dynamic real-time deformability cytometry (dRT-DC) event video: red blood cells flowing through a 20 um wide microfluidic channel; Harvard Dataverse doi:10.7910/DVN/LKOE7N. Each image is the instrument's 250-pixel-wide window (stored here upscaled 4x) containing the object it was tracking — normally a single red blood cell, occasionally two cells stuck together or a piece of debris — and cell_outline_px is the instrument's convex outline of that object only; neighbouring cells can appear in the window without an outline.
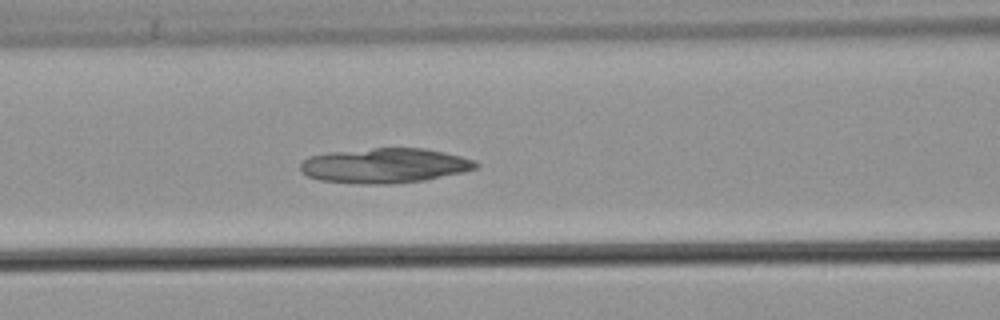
{"species": "common noctule bat (a hibernating species)", "species_latin": "Nyctalus noctula", "temperature_condition": "warm", "stored_images_in_passage": 47, "camera_frame_rate_fps": 3000, "um_per_image_px": 0.085, "animal": {"sex": "male", "body_mass_g": 21.5, "forearm_length_mm": 52.0}, "frame": {"image": 1, "passage_image": 23, "time_ms": 7.333, "image_size_px": [1000, 320], "cell_outline_px": [[480, 164], [476, 168], [464, 172], [424, 180], [388, 184], [364, 184], [320, 180], [308, 176], [300, 172], [300, 164], [308, 156], [328, 152], [372, 148], [424, 148], [444, 152], [460, 156], [472, 160]], "centroid_in_image_um": [32.67, 14.07], "position_along_channel_um": 133.9, "area_um2": 35.66}}
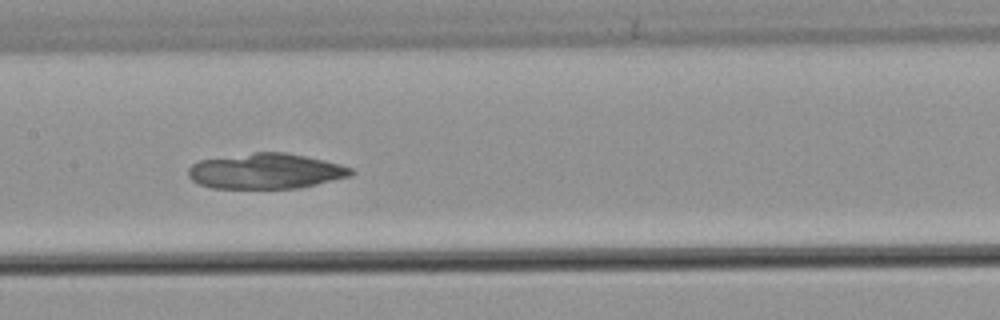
{"frame": {"image": 2, "passage_image": 27, "time_ms": 8.667, "image_size_px": [1000, 320], "cell_outline_px": [[356, 172], [352, 176], [300, 188], [212, 188], [200, 184], [192, 180], [188, 176], [188, 168], [192, 164], [200, 160], [256, 152], [288, 152], [324, 160], [340, 164], [352, 168]], "centroid_in_image_um": [22.63, 14.55], "position_along_channel_um": 184.8, "area_um2": 33.7}}
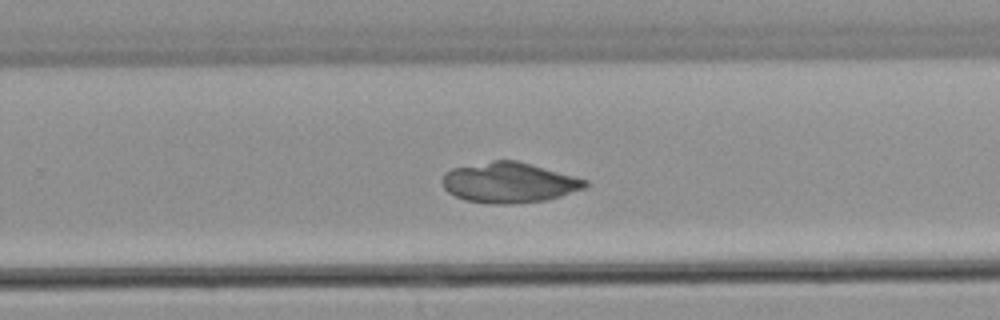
{"frame": {"image": 3, "passage_image": 35, "time_ms": 11.333, "image_size_px": [1000, 320], "cell_outline_px": [[588, 184], [584, 188], [548, 200], [508, 204], [488, 204], [464, 200], [448, 192], [444, 188], [444, 172], [452, 168], [492, 160], [516, 160], [532, 164], [588, 180]], "centroid_in_image_um": [43.27, 15.52], "position_along_channel_um": 286.5, "area_um2": 33.58}}